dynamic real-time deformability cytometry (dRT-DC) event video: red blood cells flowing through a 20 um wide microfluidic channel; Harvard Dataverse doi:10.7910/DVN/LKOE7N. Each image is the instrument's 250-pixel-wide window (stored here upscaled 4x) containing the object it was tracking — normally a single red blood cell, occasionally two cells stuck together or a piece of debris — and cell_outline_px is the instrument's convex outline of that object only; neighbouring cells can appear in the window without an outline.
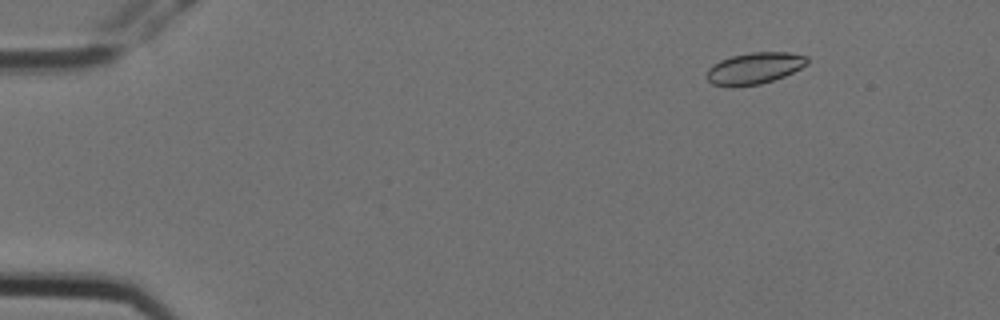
{"species": "Egyptian fruit bat (a non-hibernating species)", "species_latin": "Rousettus aegyptiacus", "temperature_condition": "cold", "stored_images_in_passage": 7, "camera_frame_rate_fps": 3000, "um_per_image_px": 0.085, "animal": {"sex": "female"}, "frame": {"image": 1, "passage_image": 3, "time_ms": 0.667, "image_size_px": [1000, 320], "cell_outline_px": [[808, 64], [784, 76], [760, 84], [732, 88], [712, 84], [708, 80], [708, 68], [712, 64], [720, 60], [732, 56], [752, 52], [788, 52], [808, 56]], "centroid_in_image_um": [64.12, 5.81], "position_along_channel_um": 20.9, "area_um2": 18.55}}
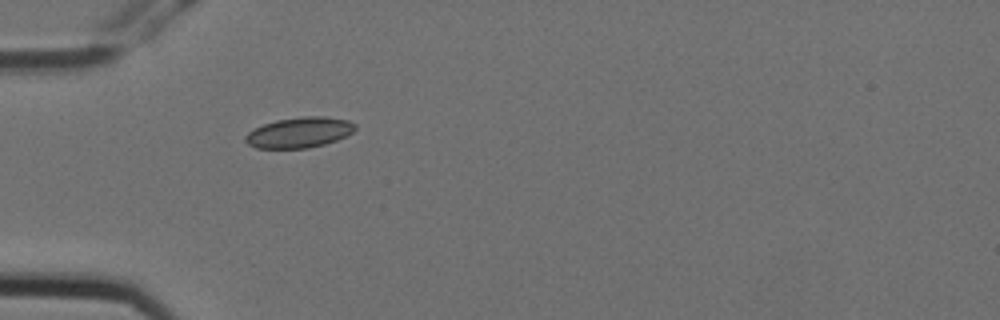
{"frame": {"image": 2, "passage_image": 6, "time_ms": 1.667, "image_size_px": [1000, 320], "cell_outline_px": [[356, 128], [352, 132], [336, 140], [324, 144], [308, 148], [256, 148], [248, 144], [244, 140], [244, 136], [248, 132], [264, 124], [276, 120], [304, 116], [324, 116], [348, 120], [356, 124]], "centroid_in_image_um": [25.43, 11.26], "position_along_channel_um": 59.6, "area_um2": 19.42}}
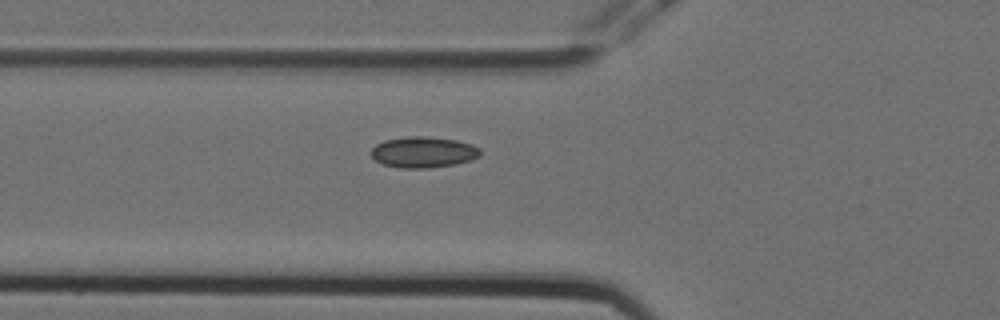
{"frame": {"image": 3, "passage_image": 7, "time_ms": 2.0, "image_size_px": [1000, 320], "cell_outline_px": [[480, 156], [472, 160], [456, 164], [428, 168], [400, 168], [384, 164], [376, 160], [372, 156], [372, 148], [376, 144], [384, 140], [408, 136], [424, 136], [456, 140], [472, 144], [480, 148]], "centroid_in_image_um": [36.01, 12.93], "position_along_channel_um": 89.8, "area_um2": 19.71}}